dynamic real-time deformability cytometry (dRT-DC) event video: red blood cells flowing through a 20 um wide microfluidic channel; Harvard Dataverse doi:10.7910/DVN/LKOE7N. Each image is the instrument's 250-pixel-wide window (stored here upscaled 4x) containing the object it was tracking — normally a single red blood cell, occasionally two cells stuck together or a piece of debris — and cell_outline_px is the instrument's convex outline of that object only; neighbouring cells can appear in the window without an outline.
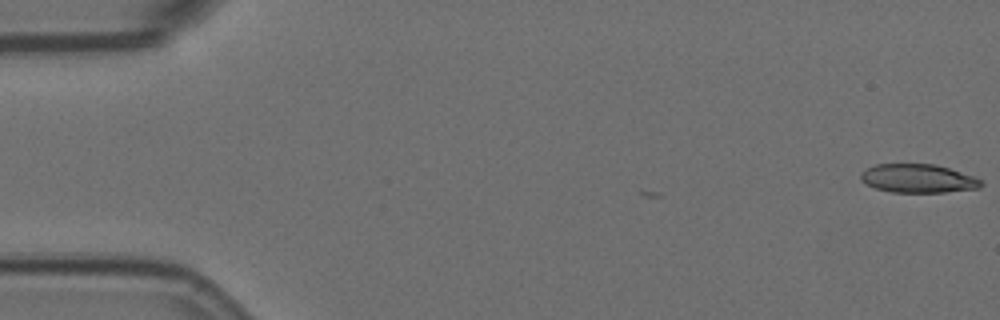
{"species": "Egyptian fruit bat (a non-hibernating species)", "species_latin": "Rousettus aegyptiacus", "temperature_condition": "room temperature", "stored_images_in_passage": 10, "camera_frame_rate_fps": 3000, "um_per_image_px": 0.085, "animal": {"sex": "female"}, "frame": {"image": 1, "passage_image": 1, "time_ms": 0.0, "image_size_px": [1000, 320], "cell_outline_px": [[984, 184], [980, 188], [944, 192], [892, 192], [876, 188], [860, 180], [860, 172], [876, 164], [936, 164], [984, 180]], "centroid_in_image_um": [78.05, 15.17], "position_along_channel_um": 6.9, "area_um2": 20.0}}